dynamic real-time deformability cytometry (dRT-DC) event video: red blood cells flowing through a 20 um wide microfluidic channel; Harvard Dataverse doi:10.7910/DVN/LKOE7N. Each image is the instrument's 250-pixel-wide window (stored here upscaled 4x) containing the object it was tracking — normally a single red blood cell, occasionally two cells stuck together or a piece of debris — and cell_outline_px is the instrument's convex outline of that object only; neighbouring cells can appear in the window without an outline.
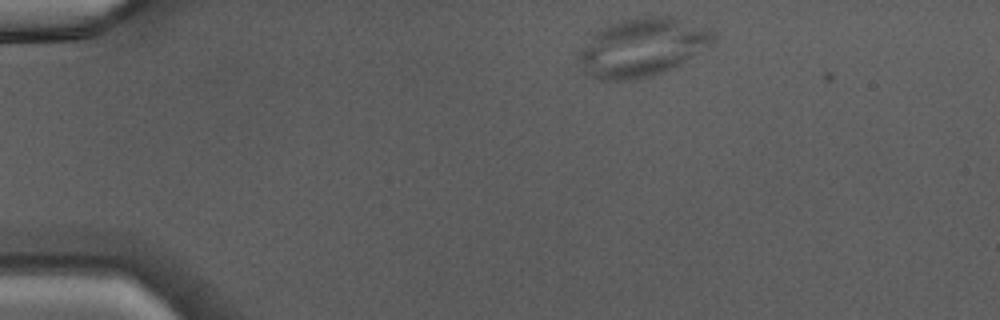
{"species": "Egyptian fruit bat (a non-hibernating species)", "species_latin": "Rousettus aegyptiacus", "temperature_condition": "warm", "stored_images_in_passage": 38, "camera_frame_rate_fps": 3000, "um_per_image_px": 0.085, "animal": {"sex": "male"}, "frame": {"image": 1, "passage_image": 1, "time_ms": 0.0, "image_size_px": [1000, 320], "cell_outline_px": [[716, 44], [664, 72], [636, 80], [600, 80], [584, 76], [576, 60], [576, 52], [600, 28], [624, 20], [644, 16], [676, 16], [708, 28], [716, 32]], "centroid_in_image_um": [54.59, 4.04], "position_along_channel_um": 30.4, "area_um2": 46.7}}
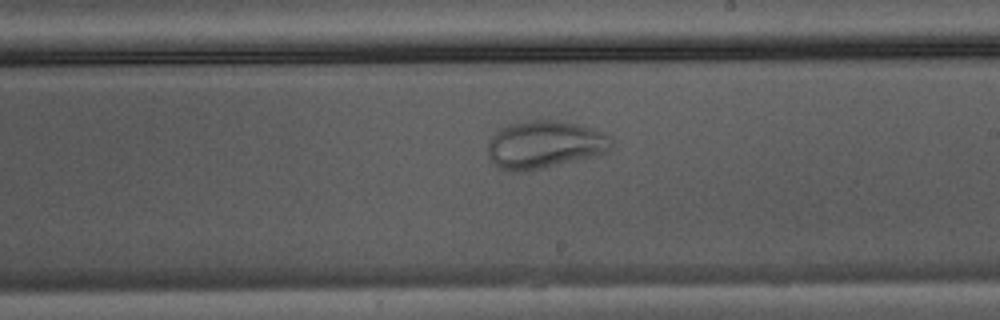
{"frame": {"image": 2, "passage_image": 20, "time_ms": 6.333, "image_size_px": [1000, 320], "cell_outline_px": [[612, 144], [608, 152], [596, 156], [528, 172], [520, 172], [500, 168], [488, 156], [488, 144], [492, 136], [500, 128], [508, 124], [524, 120], [556, 120], [576, 124], [592, 128], [612, 136]], "centroid_in_image_um": [46.31, 12.29], "position_along_channel_um": 242.7, "area_um2": 34.68}}
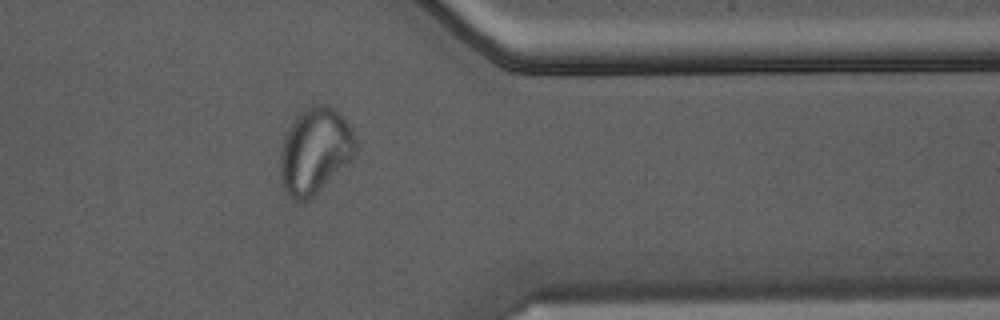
{"frame": {"image": 3, "passage_image": 30, "time_ms": 9.667, "image_size_px": [1000, 320], "cell_outline_px": [[356, 152], [312, 200], [300, 204], [292, 200], [284, 192], [280, 180], [280, 152], [284, 136], [288, 128], [296, 116], [300, 112], [312, 104], [328, 104], [336, 108], [348, 120], [352, 128], [356, 140]], "centroid_in_image_um": [26.75, 12.84], "position_along_channel_um": 384.7, "area_um2": 38.67}}